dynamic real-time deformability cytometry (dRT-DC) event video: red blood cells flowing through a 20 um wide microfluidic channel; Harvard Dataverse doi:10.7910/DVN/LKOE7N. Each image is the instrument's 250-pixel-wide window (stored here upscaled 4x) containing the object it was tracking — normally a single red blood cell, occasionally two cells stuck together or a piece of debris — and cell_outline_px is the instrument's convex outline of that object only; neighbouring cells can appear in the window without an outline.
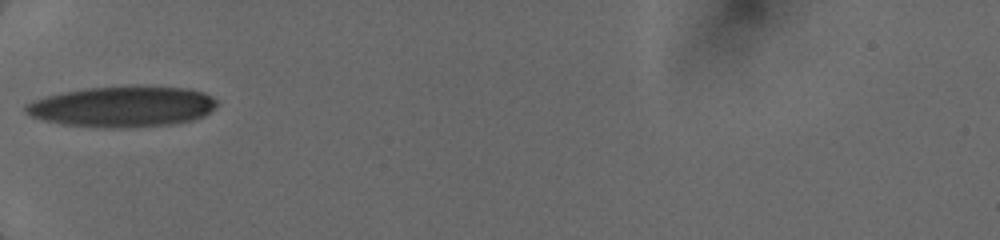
{"species": "human", "species_latin": "Homo sapiens", "temperature_condition": "cold", "stored_images_in_passage": 11, "camera_frame_rate_fps": 3000, "um_per_image_px": 0.085, "donor": {"sex": "female"}, "frame": {"image": 1, "passage_image": 1, "time_ms": 0.0, "image_size_px": [1000, 240], "cell_outline_px": [[220, 104], [216, 108], [204, 116], [192, 120], [172, 124], [116, 128], [104, 128], [64, 124], [44, 120], [32, 116], [24, 108], [24, 104], [48, 96], [64, 92], [84, 88], [128, 84], [140, 84], [188, 88], [204, 92], [212, 96]], "centroid_in_image_um": [10.5, 9.02], "position_along_channel_um": 74.5, "area_um2": 46.18}}
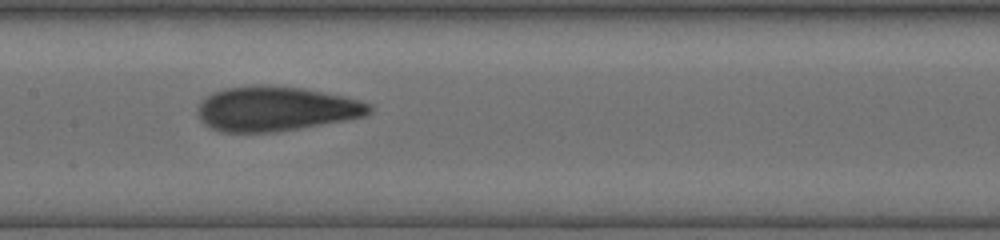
{"frame": {"image": 2, "passage_image": 7, "time_ms": 2.667, "image_size_px": [1000, 240], "cell_outline_px": [[372, 112], [368, 116], [300, 128], [276, 132], [224, 132], [212, 128], [204, 124], [200, 120], [196, 112], [196, 108], [200, 100], [204, 96], [212, 92], [224, 88], [252, 84], [268, 84], [304, 88], [344, 96], [360, 100], [372, 104]], "centroid_in_image_um": [23.42, 9.22], "position_along_channel_um": 184.0, "area_um2": 45.49}}
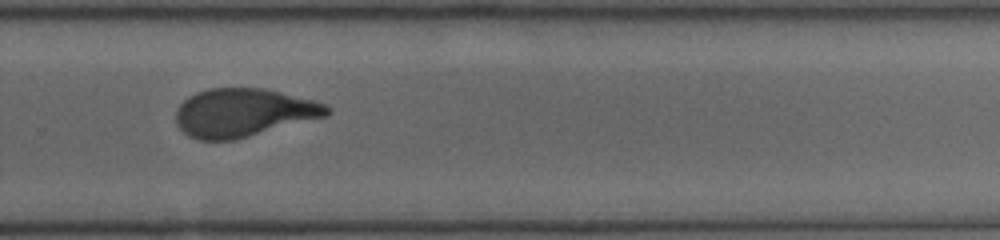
{"frame": {"image": 3, "passage_image": 10, "time_ms": 5.667, "image_size_px": [1000, 240], "cell_outline_px": [[332, 112], [328, 116], [232, 140], [200, 140], [188, 136], [176, 124], [176, 112], [180, 104], [188, 96], [196, 92], [208, 88], [264, 88], [328, 104], [332, 108]], "centroid_in_image_um": [20.7, 9.57], "position_along_channel_um": 309.1, "area_um2": 42.48}}